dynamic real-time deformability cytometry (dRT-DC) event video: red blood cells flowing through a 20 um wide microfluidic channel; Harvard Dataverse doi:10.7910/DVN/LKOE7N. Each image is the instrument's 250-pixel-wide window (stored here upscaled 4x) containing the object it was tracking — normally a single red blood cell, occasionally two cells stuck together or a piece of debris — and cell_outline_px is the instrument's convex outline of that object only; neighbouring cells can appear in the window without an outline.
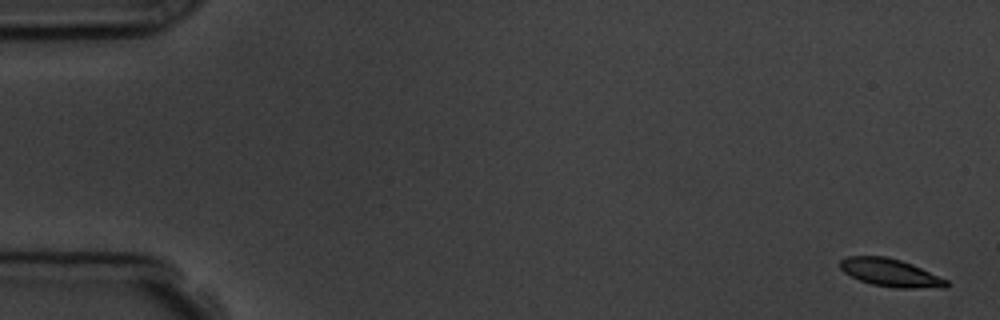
{"species": "common noctule bat (a hibernating species)", "species_latin": "Nyctalus noctula", "temperature_condition": "room temperature", "stored_images_in_passage": 5, "camera_frame_rate_fps": 3000, "um_per_image_px": 0.085, "animal": {"sex": "male", "body_mass_g": 19.5, "forearm_length_mm": 54.6}, "frame": {"image": 1, "passage_image": 1, "time_ms": 0.0, "image_size_px": [1000, 320], "cell_outline_px": [[948, 288], [896, 288], [872, 284], [860, 280], [844, 272], [840, 268], [840, 260], [848, 256], [884, 256], [900, 260], [912, 264], [948, 280]], "centroid_in_image_um": [75.71, 23.19], "position_along_channel_um": 9.3, "area_um2": 17.17}}
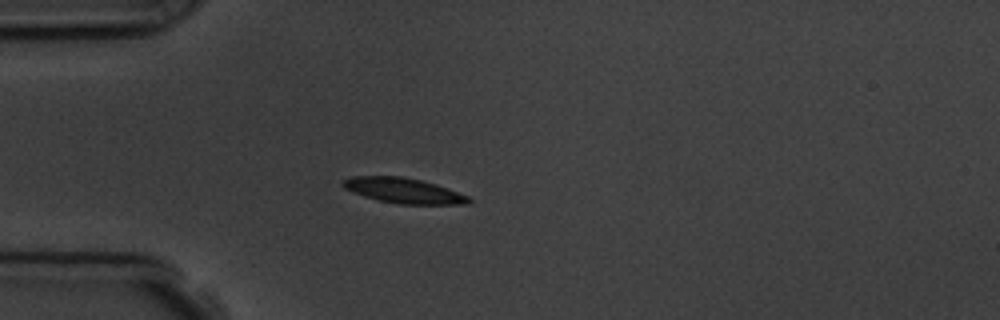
{"frame": {"image": 2, "passage_image": 5, "time_ms": 4.667, "image_size_px": [1000, 320], "cell_outline_px": [[472, 200], [468, 204], [400, 204], [380, 200], [364, 196], [344, 188], [340, 184], [344, 180], [352, 176], [404, 176], [436, 184], [468, 196]], "centroid_in_image_um": [34.3, 16.19], "position_along_channel_um": 50.7, "area_um2": 18.32}}